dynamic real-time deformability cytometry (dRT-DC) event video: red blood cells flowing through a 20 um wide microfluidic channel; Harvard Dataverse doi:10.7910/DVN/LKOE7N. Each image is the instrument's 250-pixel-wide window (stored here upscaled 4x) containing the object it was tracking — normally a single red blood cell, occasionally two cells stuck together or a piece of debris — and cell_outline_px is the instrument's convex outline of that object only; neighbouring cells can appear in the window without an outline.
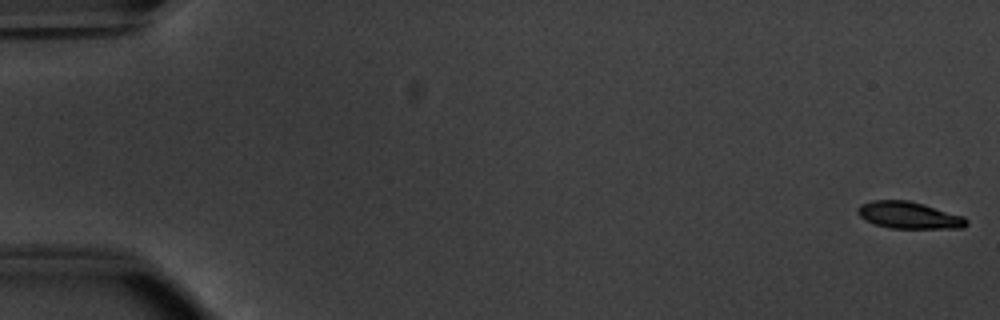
{"species": "common noctule bat (a hibernating species)", "species_latin": "Nyctalus noctula", "temperature_condition": "warm", "stored_images_in_passage": 2, "camera_frame_rate_fps": 3000, "um_per_image_px": 0.085, "animal": {"sex": "male", "body_mass_g": 20.1, "forearm_length_mm": 53.5}, "frame": {"image": 1, "passage_image": 1, "time_ms": 0.0, "image_size_px": [1000, 320], "cell_outline_px": [[968, 224], [964, 228], [888, 228], [864, 220], [856, 212], [856, 208], [860, 204], [872, 200], [908, 200], [924, 204], [964, 216], [968, 220]], "centroid_in_image_um": [77.25, 18.29], "position_along_channel_um": 7.8, "area_um2": 17.22}}